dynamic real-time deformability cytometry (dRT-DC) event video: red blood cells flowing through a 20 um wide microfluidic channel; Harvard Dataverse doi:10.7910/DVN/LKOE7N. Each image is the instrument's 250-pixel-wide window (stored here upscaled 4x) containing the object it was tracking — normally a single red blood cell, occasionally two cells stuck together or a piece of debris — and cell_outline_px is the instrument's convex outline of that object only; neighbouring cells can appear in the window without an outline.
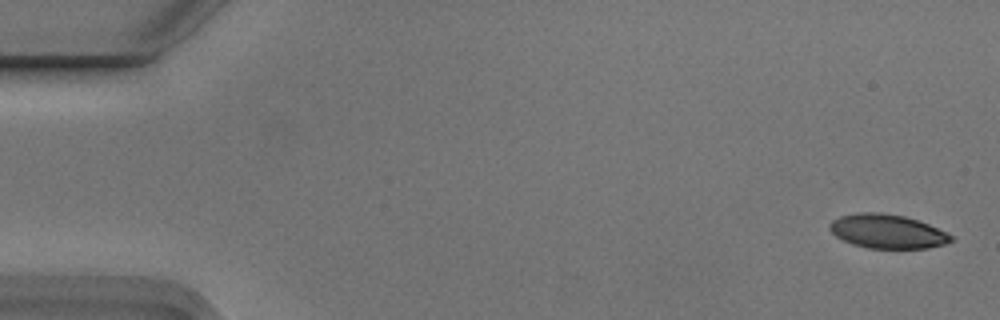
{"species": "Egyptian fruit bat (a non-hibernating species)", "species_latin": "Rousettus aegyptiacus", "temperature_condition": "cold", "stored_images_in_passage": 4, "camera_frame_rate_fps": 3000, "um_per_image_px": 0.085, "animal": {"sex": "male"}, "frame": {"image": 1, "passage_image": 1, "time_ms": 0.0, "image_size_px": [1000, 320], "cell_outline_px": [[952, 240], [944, 244], [928, 248], [868, 248], [852, 244], [836, 236], [828, 228], [828, 224], [832, 220], [840, 216], [860, 212], [880, 212], [904, 216], [928, 224], [952, 236]], "centroid_in_image_um": [75.37, 19.66], "position_along_channel_um": 9.6, "area_um2": 23.81}}